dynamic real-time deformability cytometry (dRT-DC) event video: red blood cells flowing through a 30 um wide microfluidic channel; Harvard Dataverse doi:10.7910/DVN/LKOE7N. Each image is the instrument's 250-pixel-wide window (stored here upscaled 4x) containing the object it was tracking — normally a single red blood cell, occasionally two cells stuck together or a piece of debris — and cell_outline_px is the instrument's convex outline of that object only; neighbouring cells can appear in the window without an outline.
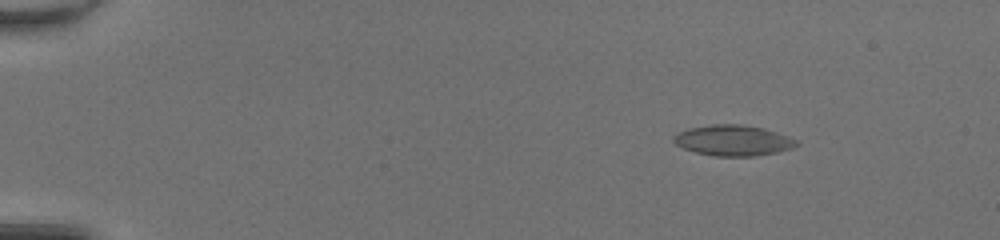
{"species": "common noctule bat (a hibernating species)", "species_latin": "Nyctalus noctula", "temperature_condition": "room temperature", "stored_images_in_passage": 51, "camera_frame_rate_fps": 3000, "um_per_image_px": 0.085, "animal": {"sex": "female", "body_mass_g": 20.0, "forearm_length_mm": 54.0}, "frame": {"image": 1, "passage_image": 8, "time_ms": 2.333, "image_size_px": [1000, 240], "cell_outline_px": [[800, 144], [792, 148], [776, 152], [752, 156], [712, 156], [696, 152], [684, 148], [676, 144], [672, 140], [672, 136], [688, 128], [712, 124], [740, 124], [764, 128], [800, 140]], "centroid_in_image_um": [62.33, 11.93], "position_along_channel_um": 22.7, "area_um2": 22.02}}
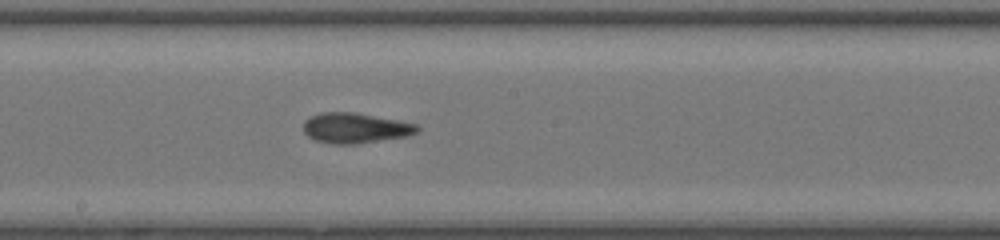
{"frame": {"image": 2, "passage_image": 30, "time_ms": 9.667, "image_size_px": [1000, 240], "cell_outline_px": [[420, 128], [416, 132], [408, 136], [356, 144], [332, 144], [316, 140], [308, 136], [304, 132], [304, 120], [308, 116], [320, 112], [356, 112], [416, 124]], "centroid_in_image_um": [30.16, 10.87], "position_along_channel_um": 218.0, "area_um2": 20.11}}
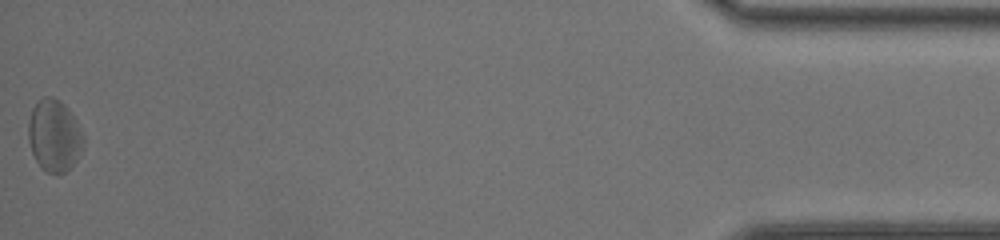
{"frame": {"image": 3, "passage_image": 51, "time_ms": 16.667, "image_size_px": [1000, 240], "cell_outline_px": [[84, 144], [76, 160], [64, 172], [48, 172], [36, 160], [32, 152], [28, 140], [28, 120], [32, 108], [44, 96], [52, 96], [60, 100], [64, 104], [76, 120], [84, 136]], "centroid_in_image_um": [4.61, 11.48], "position_along_channel_um": 430.6, "area_um2": 22.77}, "authors_computed_cell_mechanics": {"area_um2": 20.6346, "velocity_mm_per_s": 4.2482, "shape_relaxation_time_tau1_ms": 3.1581, "shape_relaxation_time_tau2_ms": 1.7742, "deformation_change_tau1": 0.0893, "deformation_change_tau2": 0.0923}}